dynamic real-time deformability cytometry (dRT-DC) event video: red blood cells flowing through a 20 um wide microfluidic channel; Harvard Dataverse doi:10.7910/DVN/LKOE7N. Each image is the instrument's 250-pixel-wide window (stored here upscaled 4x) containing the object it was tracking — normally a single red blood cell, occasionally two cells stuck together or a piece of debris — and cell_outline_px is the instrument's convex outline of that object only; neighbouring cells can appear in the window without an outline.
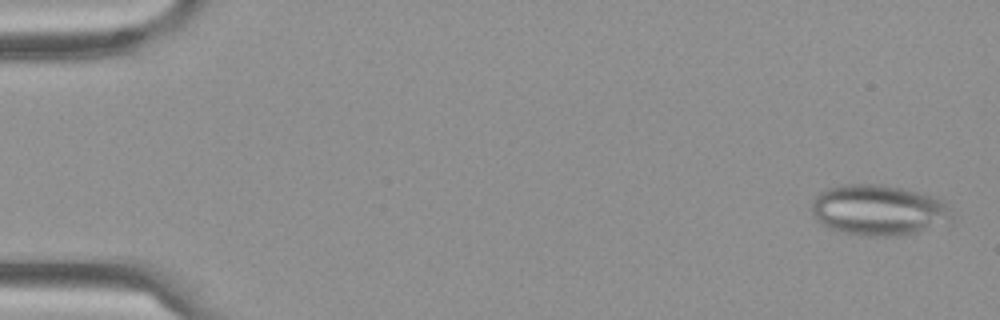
{"species": "Egyptian fruit bat (a non-hibernating species)", "species_latin": "Rousettus aegyptiacus", "temperature_condition": "cold", "stored_images_in_passage": 59, "camera_frame_rate_fps": 3000, "um_per_image_px": 0.085, "frame": {"image": 1, "passage_image": 2, "time_ms": 0.333, "image_size_px": [1000, 320], "cell_outline_px": [[952, 216], [948, 224], [916, 232], [896, 236], [868, 236], [848, 232], [832, 228], [816, 220], [812, 212], [812, 204], [816, 196], [820, 192], [828, 188], [848, 184], [880, 184], [900, 188], [916, 192], [940, 200], [948, 208]], "centroid_in_image_um": [74.67, 17.86], "position_along_channel_um": 10.3, "area_um2": 40.63}}
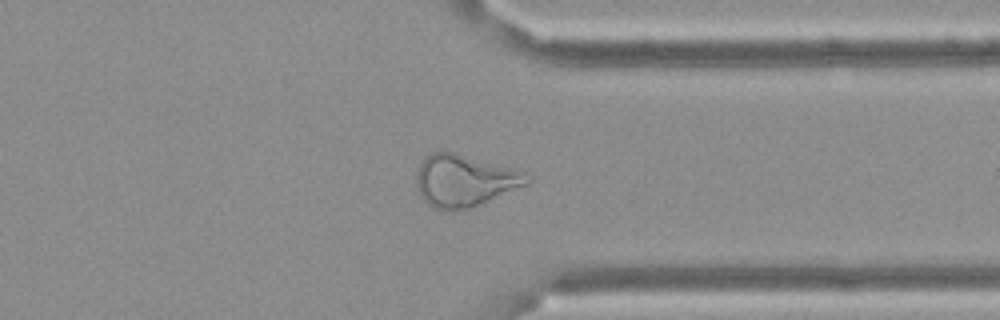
{"frame": {"image": 2, "passage_image": 46, "time_ms": 15.0, "image_size_px": [1000, 320], "cell_outline_px": [[532, 180], [528, 184], [480, 204], [468, 208], [452, 212], [444, 212], [432, 208], [420, 196], [416, 188], [416, 172], [420, 164], [428, 152], [440, 148], [512, 168], [524, 172], [532, 176]], "centroid_in_image_um": [39.42, 15.34], "position_along_channel_um": 372.0, "area_um2": 34.22}}
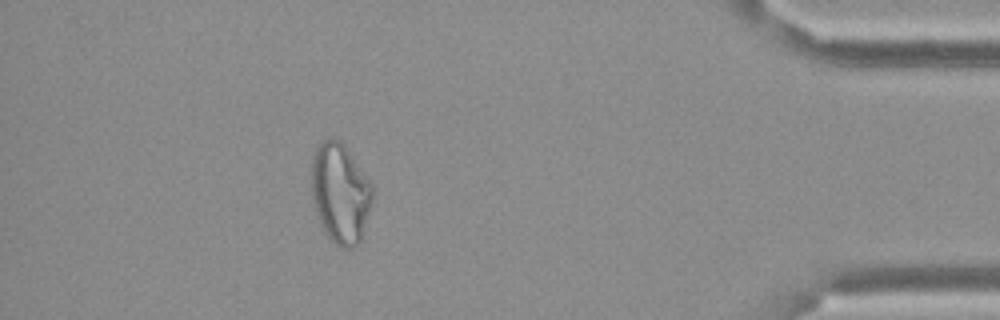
{"frame": {"image": 3, "passage_image": 53, "time_ms": 17.333, "image_size_px": [1000, 320], "cell_outline_px": [[376, 188], [360, 240], [348, 252], [336, 244], [324, 232], [316, 212], [312, 196], [312, 152], [316, 144], [332, 136], [340, 140]], "centroid_in_image_um": [28.92, 16.39], "position_along_channel_um": 406.3, "area_um2": 35.84}}